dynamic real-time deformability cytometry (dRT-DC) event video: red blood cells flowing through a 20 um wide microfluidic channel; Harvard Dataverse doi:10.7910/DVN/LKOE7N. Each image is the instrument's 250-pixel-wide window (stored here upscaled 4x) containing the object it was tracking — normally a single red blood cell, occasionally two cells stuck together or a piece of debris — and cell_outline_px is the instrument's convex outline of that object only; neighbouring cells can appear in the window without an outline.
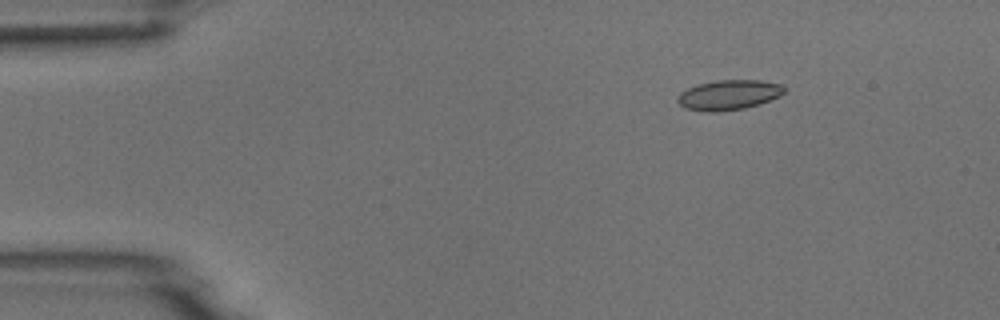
{"species": "common noctule bat (a hibernating species)", "species_latin": "Nyctalus noctula", "temperature_condition": "room temperature", "stored_images_in_passage": 5, "camera_frame_rate_fps": 3000, "um_per_image_px": 0.085, "animal": {"sex": "male", "body_mass_g": 18.8}, "frame": {"image": 1, "passage_image": 3, "time_ms": 2.333, "image_size_px": [1000, 320], "cell_outline_px": [[788, 88], [780, 96], [760, 104], [744, 108], [716, 112], [708, 112], [684, 108], [676, 100], [676, 96], [680, 92], [688, 88], [700, 84], [716, 80], [760, 80], [784, 84]], "centroid_in_image_um": [61.98, 8.06], "position_along_channel_um": 23.0, "area_um2": 18.84}}